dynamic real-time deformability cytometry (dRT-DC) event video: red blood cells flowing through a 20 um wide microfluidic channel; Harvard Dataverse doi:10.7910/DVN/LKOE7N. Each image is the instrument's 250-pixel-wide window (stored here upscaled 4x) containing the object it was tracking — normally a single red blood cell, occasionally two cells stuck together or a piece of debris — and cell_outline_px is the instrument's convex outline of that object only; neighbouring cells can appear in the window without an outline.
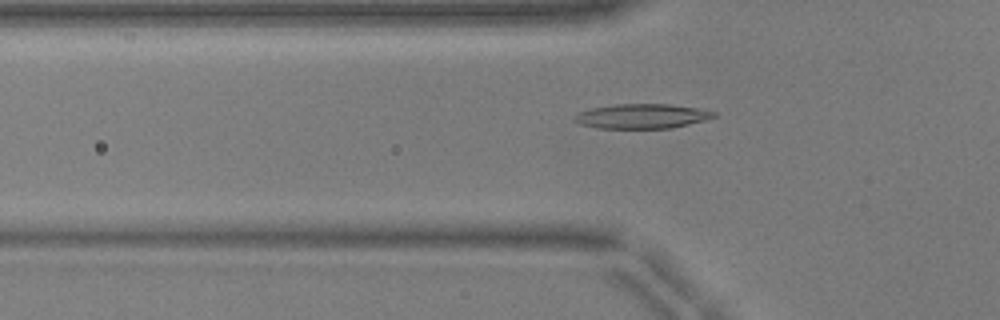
{"species": "common noctule bat (a hibernating species)", "species_latin": "Nyctalus noctula", "temperature_condition": "warm", "stored_images_in_passage": 52, "camera_frame_rate_fps": 3000, "um_per_image_px": 0.085, "animal": {"sex": "male", "body_mass_g": 17.9, "forearm_length_mm": 54.2}, "frame": {"image": 1, "passage_image": 18, "time_ms": 5.667, "image_size_px": [1000, 320], "cell_outline_px": [[716, 116], [704, 120], [672, 128], [596, 128], [580, 124], [572, 120], [572, 116], [580, 112], [592, 108], [616, 104], [668, 104], [696, 108], [716, 112]], "centroid_in_image_um": [54.51, 9.88], "position_along_channel_um": 71.3, "area_um2": 19.88}}
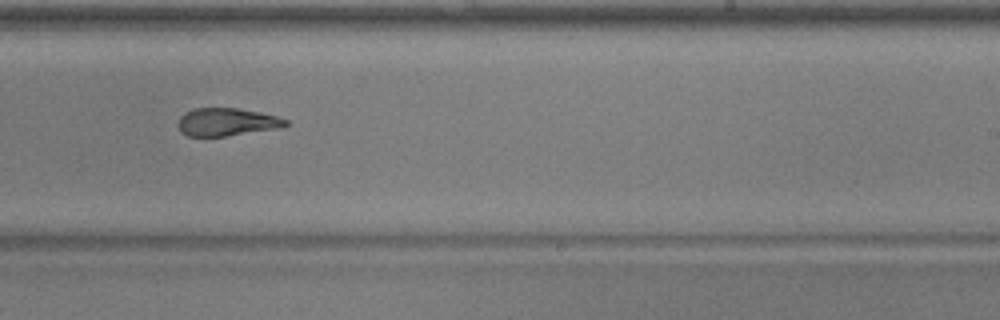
{"frame": {"image": 2, "passage_image": 33, "time_ms": 10.667, "image_size_px": [1000, 320], "cell_outline_px": [[288, 124], [276, 128], [224, 136], [188, 136], [180, 132], [180, 116], [184, 112], [196, 108], [236, 108], [276, 116], [288, 120]], "centroid_in_image_um": [19.23, 10.36], "position_along_channel_um": 269.8, "area_um2": 16.99}}
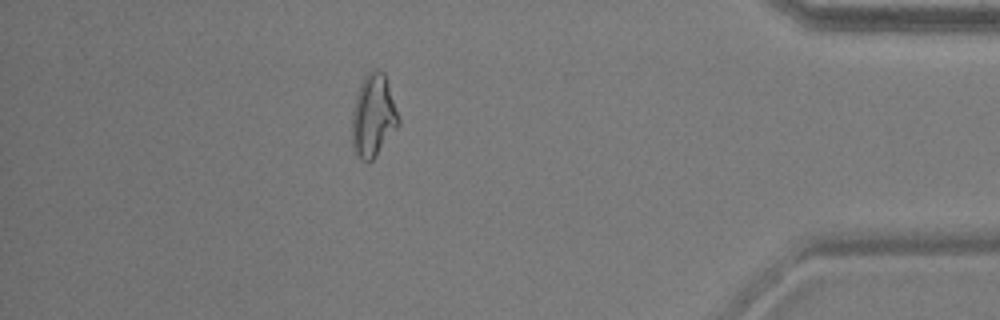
{"frame": {"image": 3, "passage_image": 46, "time_ms": 15.0, "image_size_px": [1000, 320], "cell_outline_px": [[400, 124], [376, 156], [372, 160], [360, 160], [352, 148], [352, 108], [360, 84], [364, 76], [368, 72], [376, 68], [384, 72], [400, 120]], "centroid_in_image_um": [31.72, 9.84], "position_along_channel_um": 403.5, "area_um2": 22.43}, "authors_computed_cell_mechanics": {"area_um2": 19.1029, "velocity_mm_per_s": 3.9633, "shape_relaxation_time_tau1_ms": null, "shape_relaxation_time_tau2_ms": 2.2349, "deformation_change_tau1": null, "deformation_change_tau2": 0.094}}